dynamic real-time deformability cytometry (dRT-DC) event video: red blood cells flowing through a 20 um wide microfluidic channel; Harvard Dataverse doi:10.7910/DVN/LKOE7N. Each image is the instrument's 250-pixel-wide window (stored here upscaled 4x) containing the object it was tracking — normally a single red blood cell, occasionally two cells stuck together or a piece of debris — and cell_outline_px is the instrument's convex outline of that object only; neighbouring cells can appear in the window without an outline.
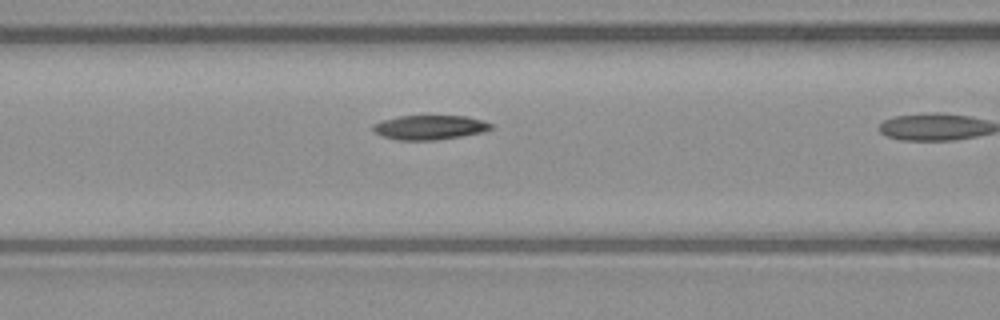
{"species": "common noctule bat (a hibernating species)", "species_latin": "Nyctalus noctula", "temperature_condition": "warm", "stored_images_in_passage": 11, "camera_frame_rate_fps": 3000, "um_per_image_px": 0.085, "animal": {"sex": "male", "body_mass_g": 23.1, "forearm_length_mm": 52.7}, "frame": {"image": 1, "passage_image": 10, "time_ms": 3.0, "image_size_px": [1000, 320], "cell_outline_px": [[492, 128], [480, 132], [460, 136], [436, 140], [396, 140], [384, 136], [376, 132], [372, 128], [372, 124], [380, 120], [400, 116], [468, 116], [484, 120], [492, 124]], "centroid_in_image_um": [36.5, 10.82], "position_along_channel_um": 130.1, "area_um2": 16.7}}